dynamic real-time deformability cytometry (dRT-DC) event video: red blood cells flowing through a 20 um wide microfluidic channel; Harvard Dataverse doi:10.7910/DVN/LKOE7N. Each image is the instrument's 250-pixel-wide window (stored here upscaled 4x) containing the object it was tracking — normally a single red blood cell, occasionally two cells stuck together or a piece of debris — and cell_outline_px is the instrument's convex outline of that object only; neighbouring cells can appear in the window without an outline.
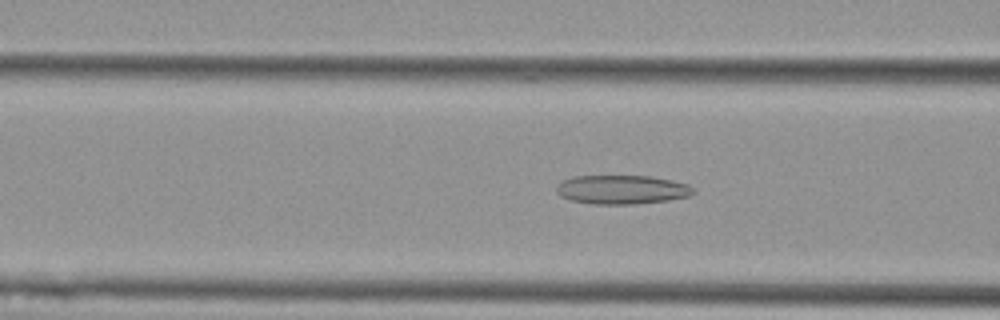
{"species": "Egyptian fruit bat (a non-hibernating species)", "species_latin": "Rousettus aegyptiacus", "temperature_condition": "cold", "stored_images_in_passage": 32, "camera_frame_rate_fps": 3000, "um_per_image_px": 0.085, "animal": {"sex": "female"}, "frame": {"image": 1, "passage_image": 10, "time_ms": 3.0, "image_size_px": [1000, 320], "cell_outline_px": [[696, 192], [688, 196], [668, 200], [636, 204], [592, 204], [572, 200], [560, 196], [556, 192], [556, 188], [564, 180], [572, 176], [652, 176], [672, 180], [688, 184]], "centroid_in_image_um": [52.87, 16.11], "position_along_channel_um": 113.7, "area_um2": 23.06}}
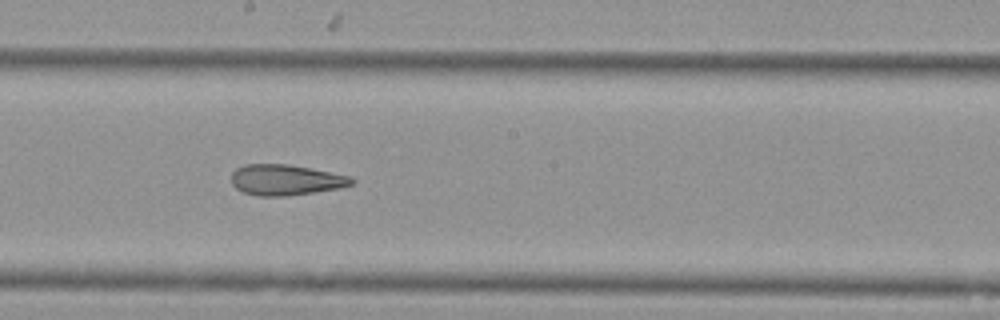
{"frame": {"image": 2, "passage_image": 19, "time_ms": 6.0, "image_size_px": [1000, 320], "cell_outline_px": [[356, 180], [352, 184], [340, 188], [288, 196], [260, 196], [244, 192], [236, 188], [232, 184], [232, 172], [236, 168], [244, 164], [288, 164], [352, 176]], "centroid_in_image_um": [24.3, 15.29], "position_along_channel_um": 223.9, "area_um2": 21.56}}
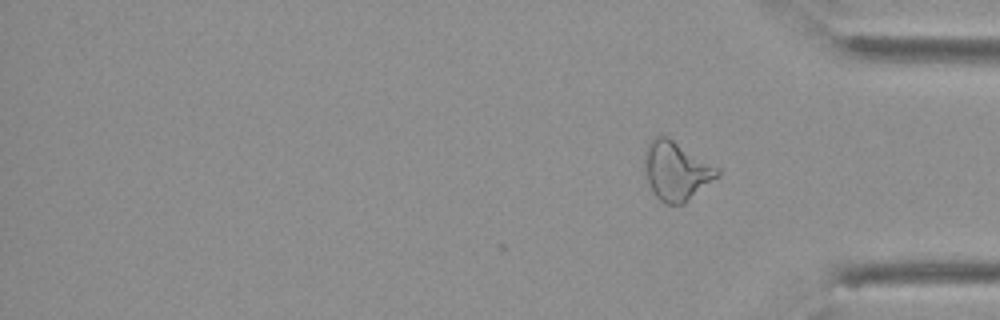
{"frame": {"image": 3, "passage_image": 32, "time_ms": 10.333, "image_size_px": [1000, 320], "cell_outline_px": [[720, 176], [684, 204], [664, 204], [652, 192], [644, 168], [644, 152], [648, 140], [656, 136], [668, 136], [720, 168]], "centroid_in_image_um": [57.49, 14.51], "position_along_channel_um": 377.7, "area_um2": 25.37}, "authors_computed_cell_mechanics": {"area_um2": 22.0507, "velocity_mm_per_s": 3.6843, "shape_relaxation_time_tau1_ms": null, "shape_relaxation_time_tau2_ms": 4.5825, "deformation_change_tau1": null, "deformation_change_tau2": 0.1565}}